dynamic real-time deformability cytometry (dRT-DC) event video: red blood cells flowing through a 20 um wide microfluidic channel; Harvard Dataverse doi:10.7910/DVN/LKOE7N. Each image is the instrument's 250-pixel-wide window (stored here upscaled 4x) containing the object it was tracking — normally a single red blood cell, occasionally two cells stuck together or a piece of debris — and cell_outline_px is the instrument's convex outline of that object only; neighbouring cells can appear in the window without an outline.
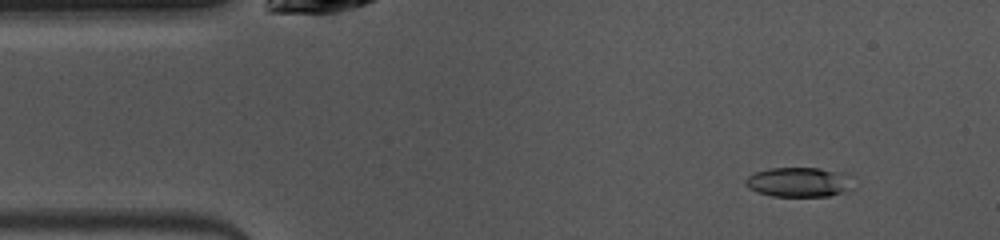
{"species": "common noctule bat (a hibernating species)", "species_latin": "Nyctalus noctula", "temperature_condition": "warm", "stored_images_in_passage": 48, "camera_frame_rate_fps": 3000, "um_per_image_px": 0.085, "animal": {"sex": "female", "body_mass_g": 10.0, "forearm_length_mm": 53.1}, "frame": {"image": 1, "passage_image": 5, "time_ms": 1.333, "image_size_px": [1000, 240], "cell_outline_px": [[844, 192], [828, 196], [772, 196], [756, 192], [748, 188], [744, 184], [744, 180], [748, 176], [756, 172], [768, 168], [820, 168], [832, 172], [844, 188]], "centroid_in_image_um": [67.53, 15.5], "position_along_channel_um": 17.5, "area_um2": 17.11}}
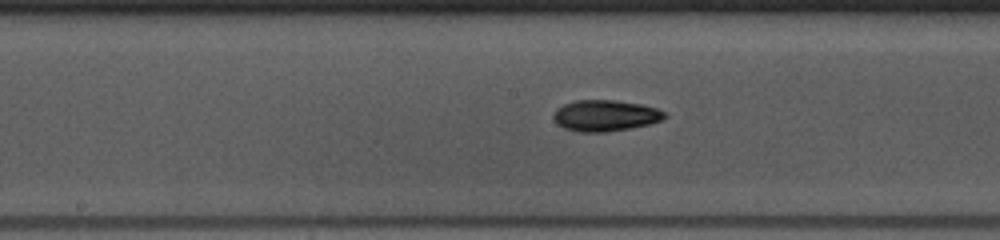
{"frame": {"image": 2, "passage_image": 23, "time_ms": 7.333, "image_size_px": [1000, 240], "cell_outline_px": [[668, 116], [660, 120], [648, 124], [608, 132], [580, 132], [564, 128], [556, 124], [552, 120], [552, 116], [556, 108], [564, 104], [576, 100], [616, 100], [640, 104], [656, 108], [664, 112]], "centroid_in_image_um": [51.39, 9.82], "position_along_channel_um": 196.8, "area_um2": 20.23}}
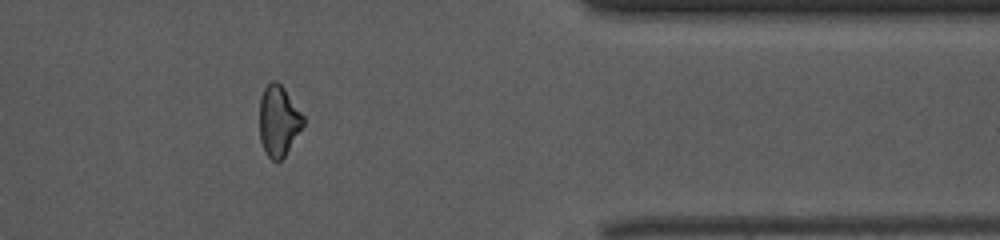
{"frame": {"image": 3, "passage_image": 39, "time_ms": 12.667, "image_size_px": [1000, 240], "cell_outline_px": [[304, 124], [284, 156], [280, 160], [272, 160], [264, 152], [260, 140], [260, 96], [264, 88], [272, 80], [276, 80], [284, 88], [304, 116]], "centroid_in_image_um": [23.66, 10.26], "position_along_channel_um": 387.7, "area_um2": 17.86}, "authors_computed_cell_mechanics": {"area_um2": 19.0162, "velocity_mm_per_s": 4.0277, "shape_relaxation_time_tau1_ms": 5.5682, "shape_relaxation_time_tau2_ms": 4.7659, "deformation_change_tau1": 0.1526, "deformation_change_tau2": 0.1143}}